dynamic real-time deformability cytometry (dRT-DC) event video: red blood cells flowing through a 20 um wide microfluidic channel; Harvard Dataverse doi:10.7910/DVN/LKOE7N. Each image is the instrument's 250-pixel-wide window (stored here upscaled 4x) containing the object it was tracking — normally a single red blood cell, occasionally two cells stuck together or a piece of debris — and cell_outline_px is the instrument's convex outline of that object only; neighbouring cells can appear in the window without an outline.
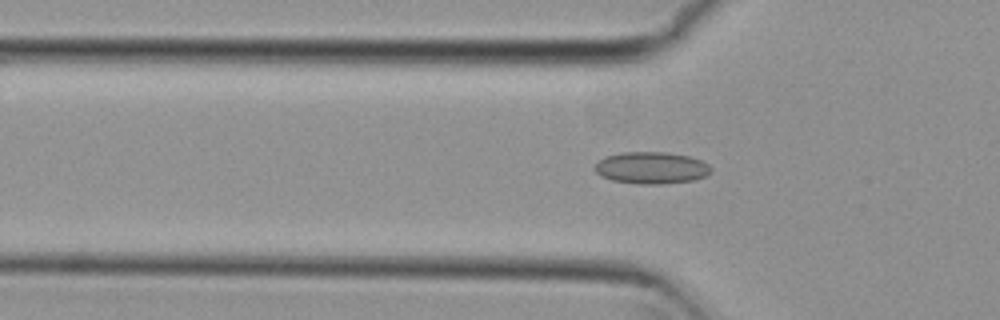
{"species": "common noctule bat (a hibernating species)", "species_latin": "Nyctalus noctula", "temperature_condition": "cold", "stored_images_in_passage": 48, "camera_frame_rate_fps": 3000, "um_per_image_px": 0.085, "animal": {"sex": "female", "body_mass_g": 29.2, "forearm_length_mm": 56.3}, "frame": {"image": 1, "passage_image": 18, "time_ms": 5.667, "image_size_px": [1000, 320], "cell_outline_px": [[712, 172], [704, 176], [692, 180], [660, 184], [640, 184], [612, 180], [600, 176], [596, 172], [596, 164], [604, 156], [620, 152], [664, 152], [688, 156], [700, 160], [708, 164], [712, 168]], "centroid_in_image_um": [55.36, 14.26], "position_along_channel_um": 70.4, "area_um2": 21.5}}
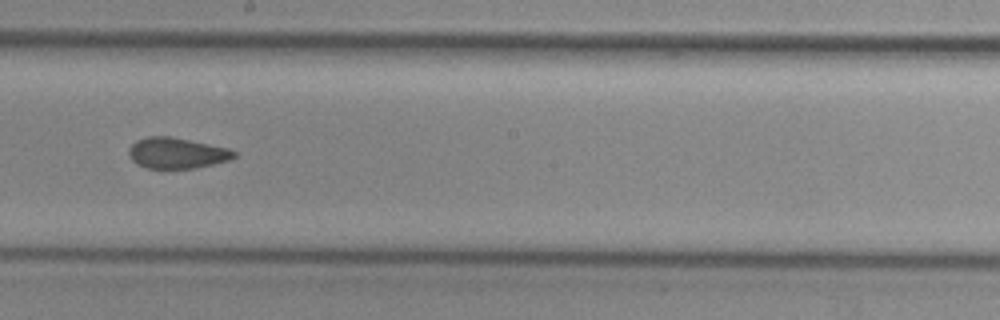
{"frame": {"image": 2, "passage_image": 31, "time_ms": 10.0, "image_size_px": [1000, 320], "cell_outline_px": [[236, 156], [228, 160], [196, 168], [148, 168], [136, 164], [132, 160], [128, 152], [128, 148], [136, 140], [148, 136], [172, 136], [228, 148], [236, 152]], "centroid_in_image_um": [15.0, 13.0], "position_along_channel_um": 233.2, "area_um2": 18.9}}
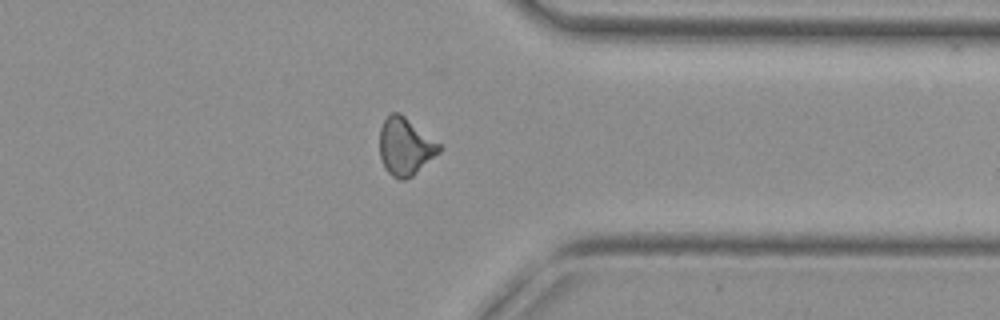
{"frame": {"image": 3, "passage_image": 43, "time_ms": 14.0, "image_size_px": [1000, 320], "cell_outline_px": [[440, 152], [412, 176], [404, 180], [400, 180], [392, 176], [384, 168], [380, 156], [380, 128], [384, 120], [392, 112], [400, 112], [440, 144]], "centroid_in_image_um": [34.43, 12.46], "position_along_channel_um": 377.0, "area_um2": 19.83}}